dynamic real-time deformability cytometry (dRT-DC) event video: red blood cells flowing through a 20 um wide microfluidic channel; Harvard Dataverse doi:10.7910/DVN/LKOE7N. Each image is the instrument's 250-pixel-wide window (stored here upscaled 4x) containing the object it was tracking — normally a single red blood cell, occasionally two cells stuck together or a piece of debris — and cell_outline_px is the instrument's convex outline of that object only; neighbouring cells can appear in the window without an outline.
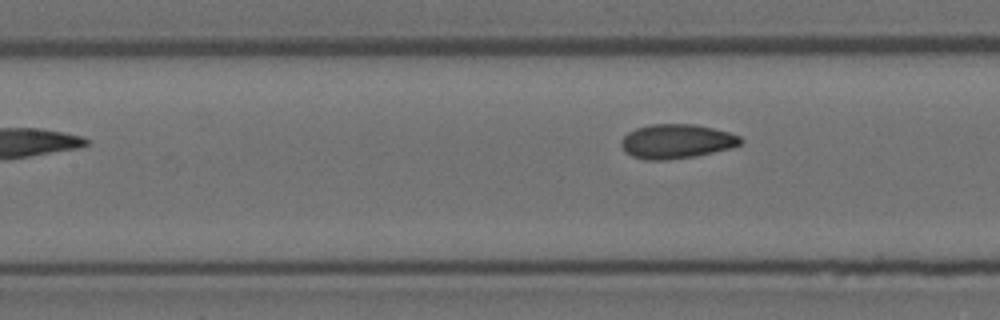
{"species": "Egyptian fruit bat (a non-hibernating species)", "species_latin": "Rousettus aegyptiacus", "temperature_condition": "room temperature", "stored_images_in_passage": 6, "camera_frame_rate_fps": 3000, "um_per_image_px": 0.085, "animal": {"sex": "female"}, "frame": {"image": 1, "passage_image": 6, "time_ms": 1.667, "image_size_px": [1000, 320], "cell_outline_px": [[744, 140], [740, 144], [732, 148], [696, 156], [668, 160], [644, 160], [632, 156], [624, 152], [620, 144], [620, 140], [628, 132], [636, 128], [652, 124], [696, 124], [728, 132], [740, 136]], "centroid_in_image_um": [57.49, 12.02], "position_along_channel_um": 149.9, "area_um2": 24.1}}